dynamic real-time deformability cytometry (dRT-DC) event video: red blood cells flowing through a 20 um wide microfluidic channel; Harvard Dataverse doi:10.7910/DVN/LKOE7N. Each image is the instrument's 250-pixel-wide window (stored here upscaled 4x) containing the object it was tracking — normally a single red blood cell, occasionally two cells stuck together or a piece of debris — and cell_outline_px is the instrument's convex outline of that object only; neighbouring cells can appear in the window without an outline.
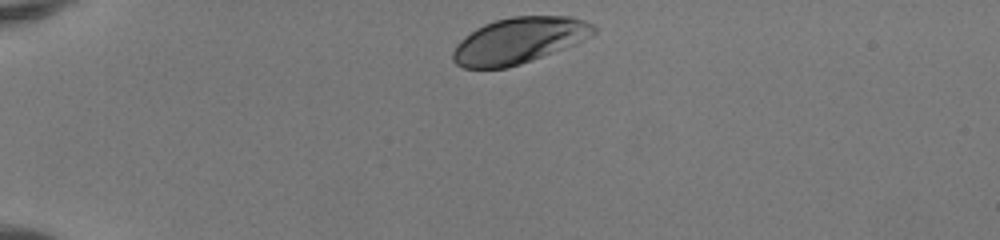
{"species": "human", "species_latin": "Homo sapiens", "temperature_condition": "room temperature", "stored_images_in_passage": 25, "camera_frame_rate_fps": 3000, "um_per_image_px": 0.085, "donor": {"sex": "female"}, "frame": {"image": 1, "passage_image": 1, "time_ms": 0.0, "image_size_px": [1000, 240], "cell_outline_px": [[596, 32], [592, 36], [576, 44], [520, 64], [504, 68], [464, 68], [456, 64], [452, 60], [452, 52], [456, 44], [464, 36], [476, 28], [484, 24], [496, 20], [512, 16], [572, 16], [584, 20], [592, 24], [596, 28]], "centroid_in_image_um": [44.11, 3.44], "position_along_channel_um": 40.9, "area_um2": 37.86}}
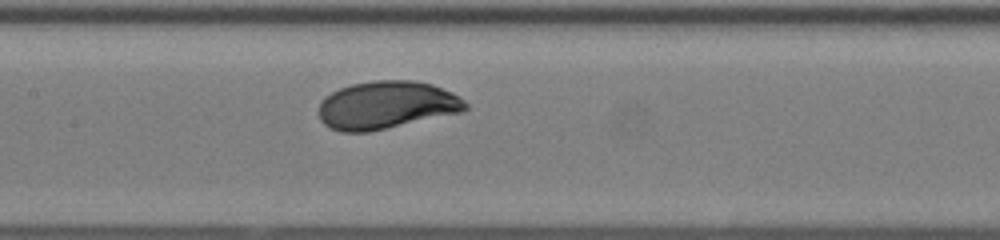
{"frame": {"image": 2, "passage_image": 15, "time_ms": 4.667, "image_size_px": [1000, 240], "cell_outline_px": [[468, 108], [460, 112], [368, 132], [340, 132], [324, 124], [320, 120], [320, 100], [332, 92], [340, 88], [352, 84], [376, 80], [412, 80], [432, 84], [452, 92], [460, 96], [468, 104]], "centroid_in_image_um": [32.85, 8.92], "position_along_channel_um": 174.5, "area_um2": 40.69}}
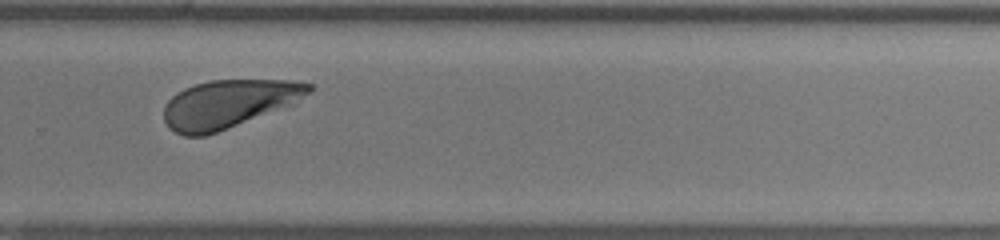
{"frame": {"image": 3, "passage_image": 25, "time_ms": 8.0, "image_size_px": [1000, 240], "cell_outline_px": [[312, 88], [308, 92], [292, 104], [216, 132], [204, 136], [184, 136], [168, 128], [164, 120], [164, 108], [168, 100], [176, 92], [184, 88], [208, 80], [292, 80], [312, 84]], "centroid_in_image_um": [19.36, 8.82], "position_along_channel_um": 310.4, "area_um2": 40.11}}